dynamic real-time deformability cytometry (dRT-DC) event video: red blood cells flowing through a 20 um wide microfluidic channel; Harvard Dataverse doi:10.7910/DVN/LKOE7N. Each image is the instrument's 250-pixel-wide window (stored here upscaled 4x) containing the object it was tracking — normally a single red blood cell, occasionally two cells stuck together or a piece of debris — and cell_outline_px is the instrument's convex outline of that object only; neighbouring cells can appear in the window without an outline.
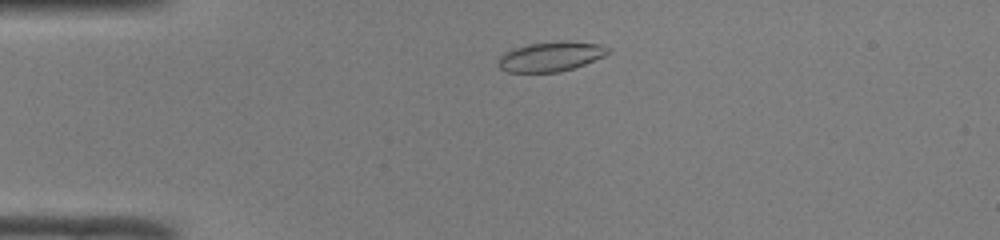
{"species": "common noctule bat (a hibernating species)", "species_latin": "Nyctalus noctula", "temperature_condition": "room temperature", "stored_images_in_passage": 43, "camera_frame_rate_fps": 3000, "um_per_image_px": 0.085, "animal": {"sex": "male", "body_mass_g": 19.0, "forearm_length_mm": 50.8}, "frame": {"image": 1, "passage_image": 5, "time_ms": 1.333, "image_size_px": [1000, 240], "cell_outline_px": [[612, 52], [604, 56], [584, 64], [560, 72], [508, 72], [500, 68], [496, 64], [496, 60], [504, 52], [512, 48], [528, 44], [560, 40], [568, 40], [600, 44], [612, 48]], "centroid_in_image_um": [46.82, 4.78], "position_along_channel_um": 38.2, "area_um2": 19.42}}
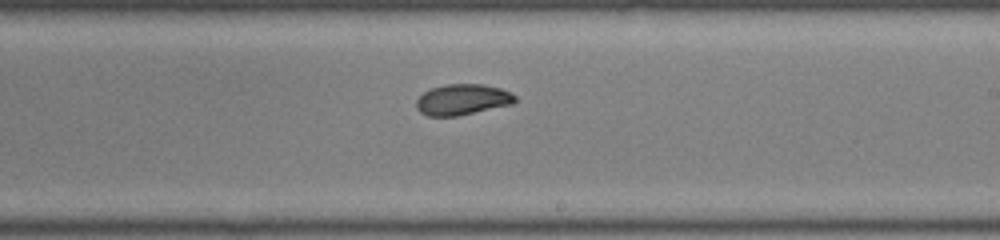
{"frame": {"image": 2, "passage_image": 23, "time_ms": 7.333, "image_size_px": [1000, 240], "cell_outline_px": [[516, 100], [512, 104], [456, 116], [428, 116], [420, 112], [416, 108], [416, 100], [424, 92], [432, 88], [444, 84], [484, 84], [500, 88], [512, 92], [516, 96]], "centroid_in_image_um": [39.31, 8.45], "position_along_channel_um": 249.7, "area_um2": 17.74}}
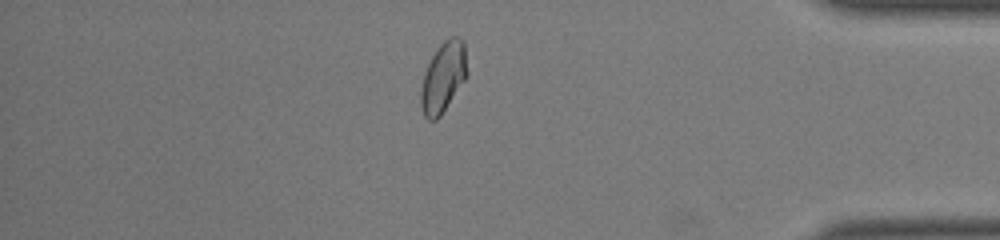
{"frame": {"image": 3, "passage_image": 36, "time_ms": 11.667, "image_size_px": [1000, 240], "cell_outline_px": [[468, 76], [440, 116], [436, 120], [428, 120], [424, 116], [420, 104], [420, 92], [424, 72], [436, 48], [448, 36], [456, 36], [464, 40], [468, 72]], "centroid_in_image_um": [37.69, 6.54], "position_along_channel_um": 397.5, "area_um2": 19.25}, "authors_computed_cell_mechanics": {"area_um2": 18.5538, "velocity_mm_per_s": 4.108, "shape_relaxation_time_tau1_ms": null, "shape_relaxation_time_tau2_ms": 1.69, "deformation_change_tau1": null, "deformation_change_tau2": 0.0502}}